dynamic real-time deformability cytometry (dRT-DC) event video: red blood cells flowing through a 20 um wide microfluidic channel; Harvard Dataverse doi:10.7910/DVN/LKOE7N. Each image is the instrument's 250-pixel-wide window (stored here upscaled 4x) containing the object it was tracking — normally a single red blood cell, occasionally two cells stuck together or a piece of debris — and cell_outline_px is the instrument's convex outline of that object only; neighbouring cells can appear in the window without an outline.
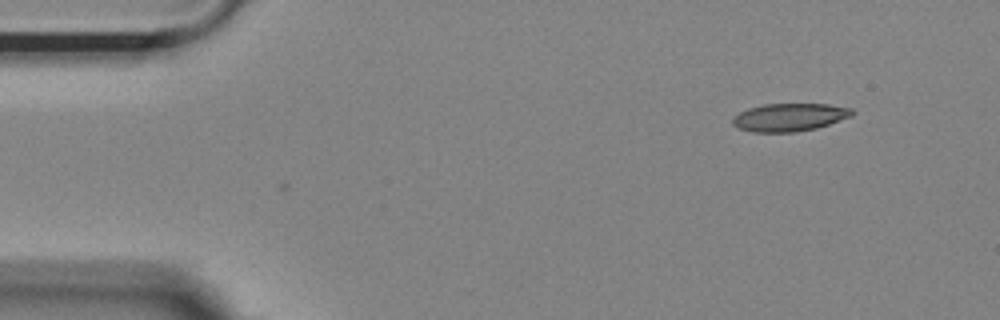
{"species": "Egyptian fruit bat (a non-hibernating species)", "species_latin": "Rousettus aegyptiacus", "temperature_condition": "room temperature", "stored_images_in_passage": 20, "camera_frame_rate_fps": 3000, "um_per_image_px": 0.085, "animal": {"sex": "female"}, "frame": {"image": 1, "passage_image": 1, "time_ms": 0.0, "image_size_px": [1000, 320], "cell_outline_px": [[856, 112], [852, 116], [816, 128], [796, 132], [752, 132], [736, 128], [732, 124], [732, 120], [740, 112], [748, 108], [764, 104], [828, 104], [852, 108]], "centroid_in_image_um": [67.11, 9.97], "position_along_channel_um": 17.9, "area_um2": 19.48}}
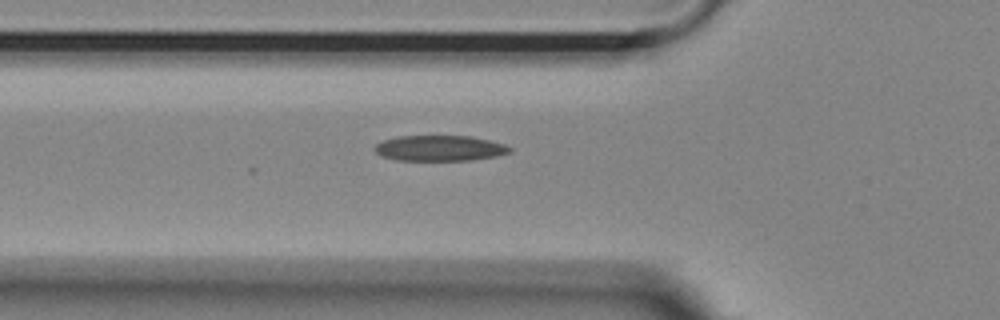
{"frame": {"image": 2, "passage_image": 14, "time_ms": 4.333, "image_size_px": [1000, 320], "cell_outline_px": [[512, 152], [496, 156], [472, 160], [396, 160], [380, 156], [372, 148], [376, 144], [384, 140], [396, 136], [472, 136], [504, 144], [512, 148]], "centroid_in_image_um": [37.36, 12.6], "position_along_channel_um": 88.4, "area_um2": 20.23}}
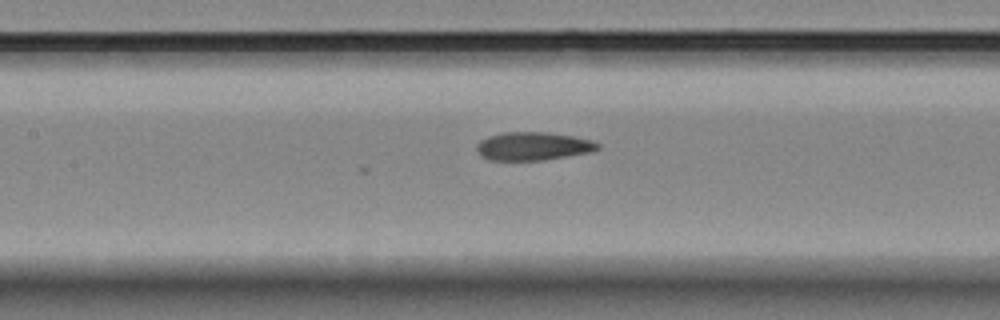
{"frame": {"image": 3, "passage_image": 20, "time_ms": 6.333, "image_size_px": [1000, 320], "cell_outline_px": [[600, 148], [592, 152], [544, 160], [488, 160], [480, 156], [476, 152], [476, 144], [480, 140], [488, 136], [504, 132], [548, 132], [596, 140], [600, 144]], "centroid_in_image_um": [45.32, 12.42], "position_along_channel_um": 162.1, "area_um2": 20.29}}